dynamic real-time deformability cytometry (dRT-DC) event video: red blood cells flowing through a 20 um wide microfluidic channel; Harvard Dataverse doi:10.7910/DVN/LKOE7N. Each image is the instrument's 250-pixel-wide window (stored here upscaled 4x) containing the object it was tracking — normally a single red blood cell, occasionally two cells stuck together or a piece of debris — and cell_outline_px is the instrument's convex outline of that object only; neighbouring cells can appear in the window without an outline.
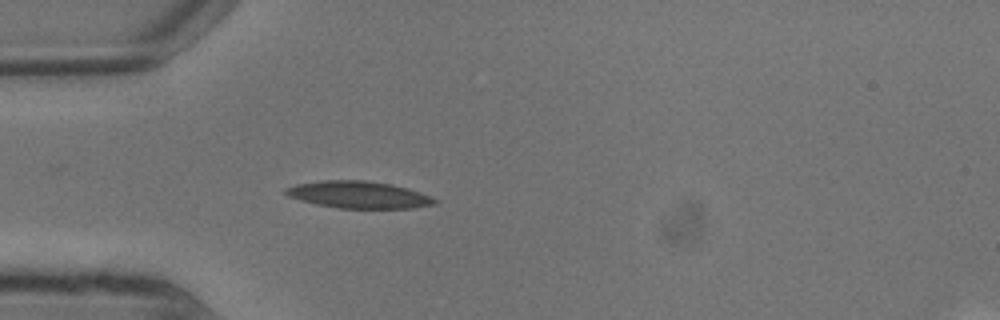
{"species": "common noctule bat (a hibernating species)", "species_latin": "Nyctalus noctula", "temperature_condition": "warm", "stored_images_in_passage": 2, "camera_frame_rate_fps": 3000, "um_per_image_px": 0.085, "animal": {"sex": "male", "body_mass_g": 13.3}, "frame": {"image": 1, "passage_image": 2, "time_ms": 0.333, "image_size_px": [1000, 320], "cell_outline_px": [[440, 200], [436, 204], [412, 208], [340, 208], [316, 204], [300, 200], [288, 196], [284, 192], [284, 188], [296, 184], [320, 180], [364, 180], [392, 184], [408, 188]], "centroid_in_image_um": [30.48, 16.54], "position_along_channel_um": 54.5, "area_um2": 23.52}}